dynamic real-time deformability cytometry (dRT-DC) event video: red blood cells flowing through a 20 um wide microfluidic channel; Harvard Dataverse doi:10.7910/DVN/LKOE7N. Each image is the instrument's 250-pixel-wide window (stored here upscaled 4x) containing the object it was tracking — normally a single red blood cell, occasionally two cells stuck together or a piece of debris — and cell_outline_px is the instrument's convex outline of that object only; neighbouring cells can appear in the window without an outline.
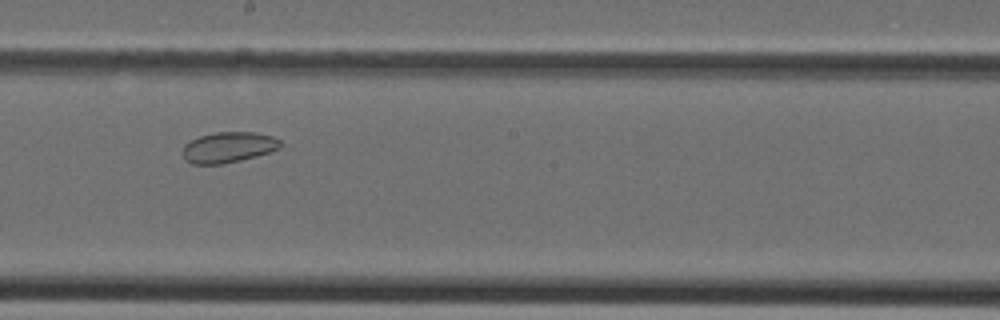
{"species": "Egyptian fruit bat (a non-hibernating species)", "species_latin": "Rousettus aegyptiacus", "temperature_condition": "cold", "stored_images_in_passage": 32, "camera_frame_rate_fps": 3000, "um_per_image_px": 0.085, "animal": {"sex": "female"}, "frame": {"image": 1, "passage_image": 19, "time_ms": 6.0, "image_size_px": [1000, 320], "cell_outline_px": [[280, 148], [272, 152], [224, 164], [192, 164], [184, 160], [184, 144], [200, 136], [216, 132], [256, 132], [272, 136], [280, 140]], "centroid_in_image_um": [19.43, 12.52], "position_along_channel_um": 228.8, "area_um2": 17.46}}
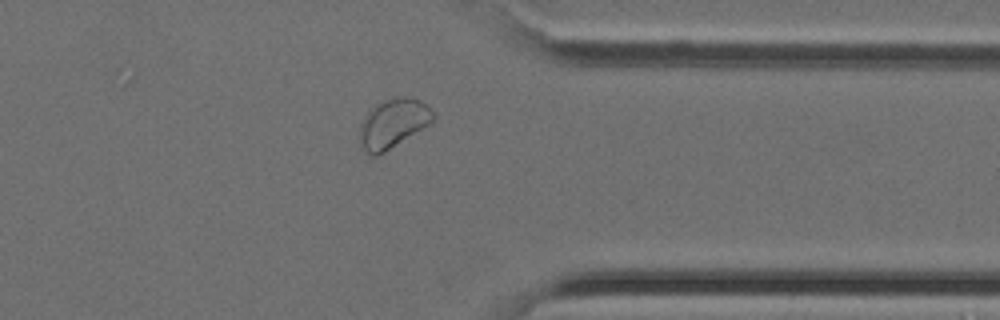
{"frame": {"image": 2, "passage_image": 28, "time_ms": 9.0, "image_size_px": [1000, 320], "cell_outline_px": [[436, 116], [428, 124], [384, 152], [376, 156], [372, 156], [364, 148], [360, 140], [360, 124], [368, 108], [384, 100], [396, 96], [404, 96], [420, 100], [428, 104]], "centroid_in_image_um": [33.4, 10.44], "position_along_channel_um": 378.0, "area_um2": 20.81}}